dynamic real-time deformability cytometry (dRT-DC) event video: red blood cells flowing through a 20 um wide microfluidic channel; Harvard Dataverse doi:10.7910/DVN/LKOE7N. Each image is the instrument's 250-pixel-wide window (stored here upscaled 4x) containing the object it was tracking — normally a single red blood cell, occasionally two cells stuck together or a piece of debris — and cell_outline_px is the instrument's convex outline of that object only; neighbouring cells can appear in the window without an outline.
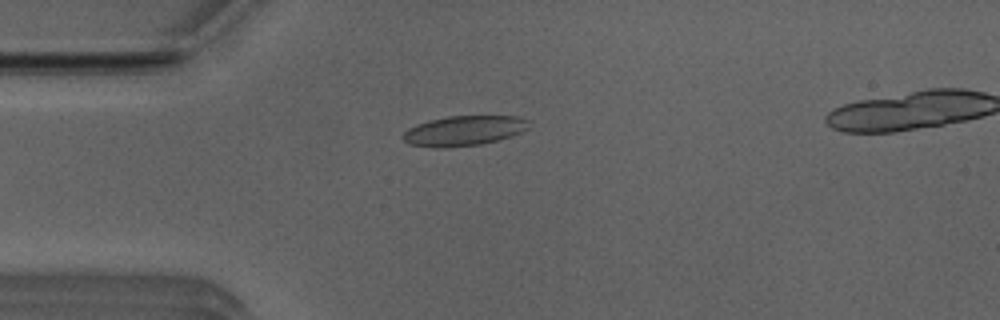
{"species": "Egyptian fruit bat (a non-hibernating species)", "species_latin": "Rousettus aegyptiacus", "temperature_condition": "room temperature", "stored_images_in_passage": 35, "camera_frame_rate_fps": 3000, "um_per_image_px": 0.085, "animal": {"sex": "male"}, "frame": {"image": 1, "passage_image": 1, "time_ms": 0.0, "image_size_px": [1000, 320], "cell_outline_px": [[528, 128], [520, 132], [496, 140], [480, 144], [444, 148], [436, 148], [408, 144], [400, 136], [408, 128], [416, 124], [428, 120], [448, 116], [516, 116], [528, 120]], "centroid_in_image_um": [39.35, 11.11], "position_along_channel_um": 45.6, "area_um2": 21.91}}
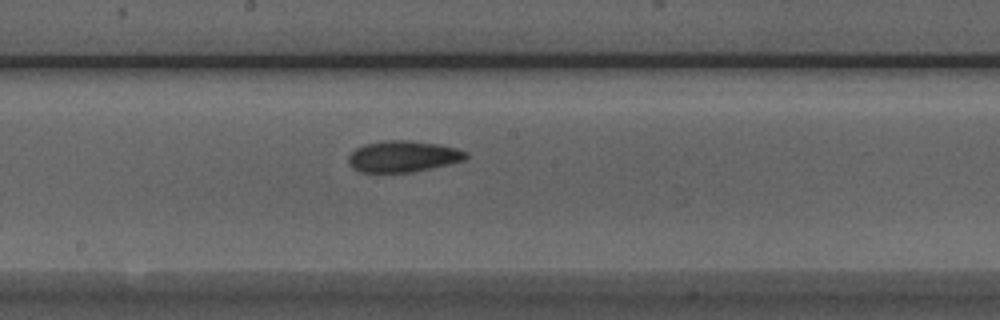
{"frame": {"image": 2, "passage_image": 15, "time_ms": 4.667, "image_size_px": [1000, 320], "cell_outline_px": [[468, 156], [464, 160], [432, 168], [412, 172], [360, 172], [352, 168], [348, 160], [348, 156], [356, 148], [364, 144], [384, 140], [408, 140], [440, 144], [456, 148], [468, 152]], "centroid_in_image_um": [34.26, 13.29], "position_along_channel_um": 213.9, "area_um2": 21.5}}
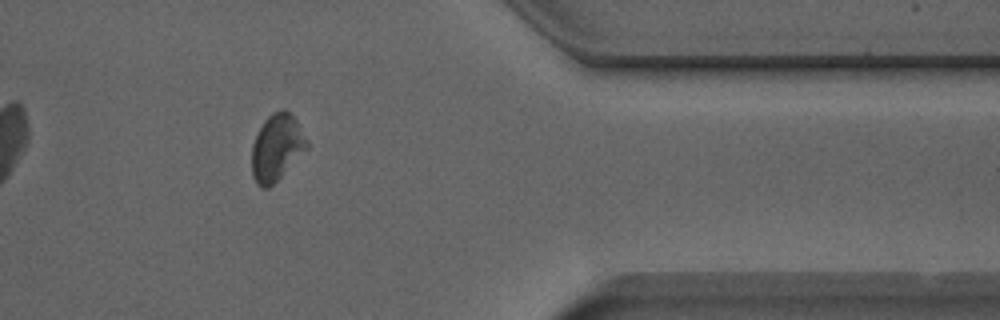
{"frame": {"image": 3, "passage_image": 30, "time_ms": 9.667, "image_size_px": [1000, 320], "cell_outline_px": [[308, 148], [268, 188], [260, 188], [256, 184], [252, 176], [252, 144], [264, 120], [272, 112], [280, 108], [284, 108], [296, 120], [308, 140]], "centroid_in_image_um": [23.51, 12.52], "position_along_channel_um": 387.9, "area_um2": 21.21}, "authors_computed_cell_mechanics": {"area_um2": 21.097, "velocity_mm_per_s": 3.9243, "shape_relaxation_time_tau1_ms": 5.0786, "shape_relaxation_time_tau2_ms": 10.4196, "deformation_change_tau1": 0.095, "deformation_change_tau2": 0.1508}}